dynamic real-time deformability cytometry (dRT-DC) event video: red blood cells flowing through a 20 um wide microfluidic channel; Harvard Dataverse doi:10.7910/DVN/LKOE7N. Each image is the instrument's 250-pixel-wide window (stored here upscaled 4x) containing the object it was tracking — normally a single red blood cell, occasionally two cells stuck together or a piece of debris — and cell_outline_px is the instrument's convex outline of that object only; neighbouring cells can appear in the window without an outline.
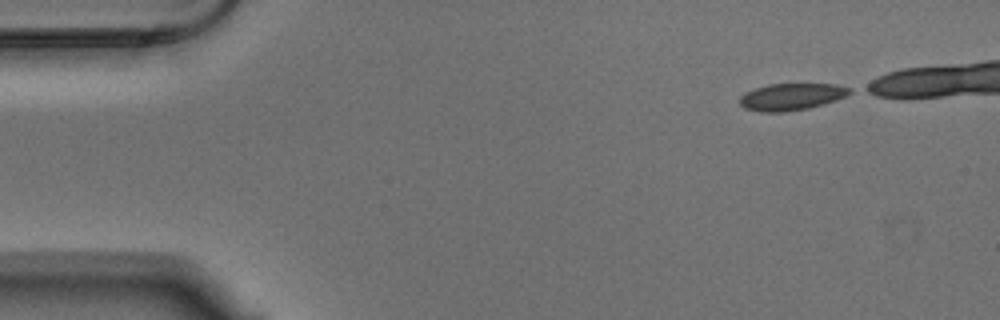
{"species": "Egyptian fruit bat (a non-hibernating species)", "species_latin": "Rousettus aegyptiacus", "temperature_condition": "warm", "stored_images_in_passage": 40, "camera_frame_rate_fps": 3000, "um_per_image_px": 0.085, "animal": {"sex": "male"}, "frame": {"image": 1, "passage_image": 1, "time_ms": 0.0, "image_size_px": [1000, 320], "cell_outline_px": [[852, 92], [836, 100], [808, 108], [784, 112], [760, 112], [744, 108], [740, 104], [740, 96], [744, 92], [768, 84], [836, 84], [852, 88]], "centroid_in_image_um": [67.25, 8.22], "position_along_channel_um": 17.7, "area_um2": 17.22}}
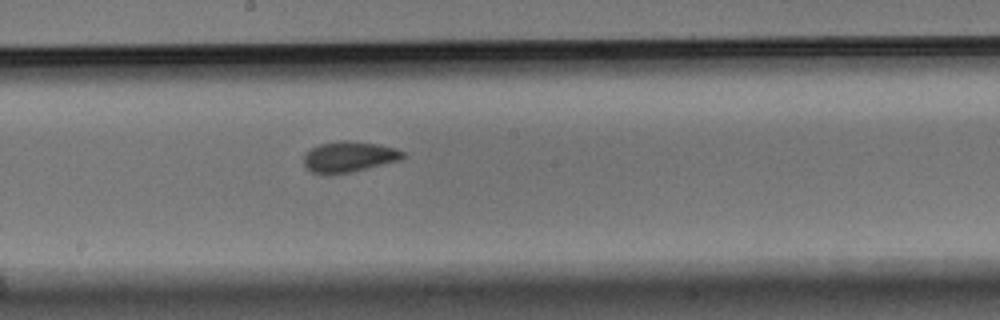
{"frame": {"image": 2, "passage_image": 25, "time_ms": 8.0, "image_size_px": [1000, 320], "cell_outline_px": [[404, 156], [400, 160], [352, 172], [328, 176], [312, 172], [304, 164], [304, 156], [312, 148], [320, 144], [340, 140], [348, 140], [380, 144], [396, 148], [404, 152]], "centroid_in_image_um": [29.67, 13.34], "position_along_channel_um": 218.5, "area_um2": 17.92}}
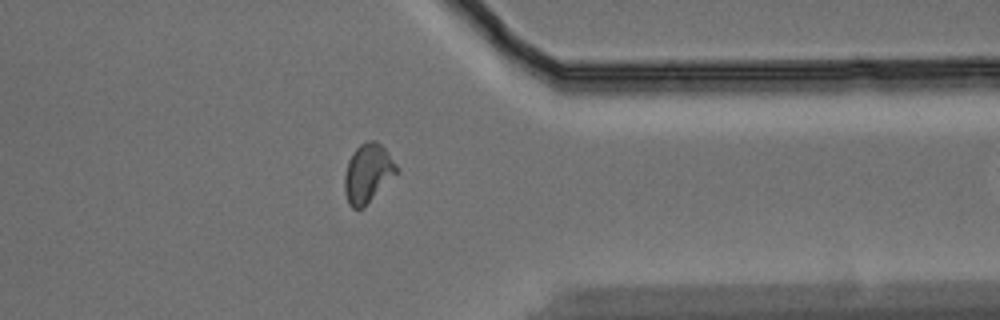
{"frame": {"image": 3, "passage_image": 39, "time_ms": 12.667, "image_size_px": [1000, 320], "cell_outline_px": [[400, 172], [364, 208], [352, 208], [348, 204], [344, 192], [344, 176], [348, 160], [352, 152], [360, 144], [368, 140], [376, 140], [384, 148], [400, 168]], "centroid_in_image_um": [31.28, 14.74], "position_along_channel_um": 380.1, "area_um2": 18.32}}